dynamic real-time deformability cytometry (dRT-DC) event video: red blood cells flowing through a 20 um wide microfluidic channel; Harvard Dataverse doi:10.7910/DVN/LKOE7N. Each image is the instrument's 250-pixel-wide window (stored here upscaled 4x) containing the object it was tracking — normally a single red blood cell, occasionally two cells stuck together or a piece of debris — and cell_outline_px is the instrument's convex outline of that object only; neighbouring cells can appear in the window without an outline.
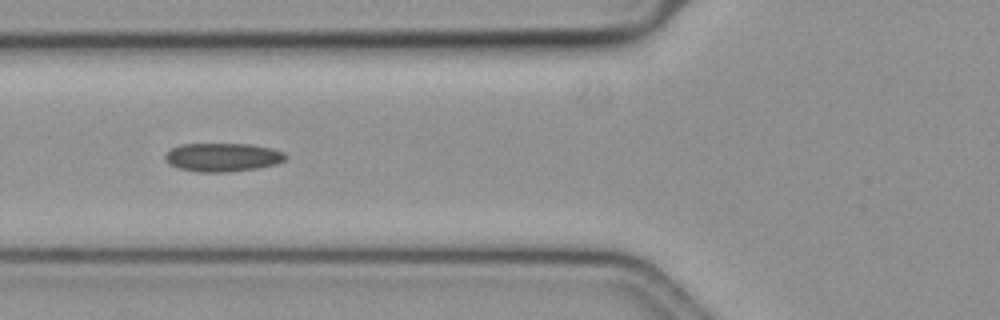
{"species": "common noctule bat (a hibernating species)", "species_latin": "Nyctalus noctula", "temperature_condition": "cold", "stored_images_in_passage": 21, "camera_frame_rate_fps": 3000, "um_per_image_px": 0.085, "animal": {"sex": "female", "body_mass_g": 19.3, "forearm_length_mm": 54.1}, "frame": {"image": 1, "passage_image": 7, "time_ms": 2.0, "image_size_px": [1000, 320], "cell_outline_px": [[288, 156], [284, 160], [276, 164], [256, 168], [228, 172], [200, 172], [180, 168], [168, 164], [164, 160], [164, 156], [172, 148], [180, 144], [248, 144], [272, 148], [284, 152]], "centroid_in_image_um": [18.92, 13.36], "position_along_channel_um": 106.9, "area_um2": 20.0}}
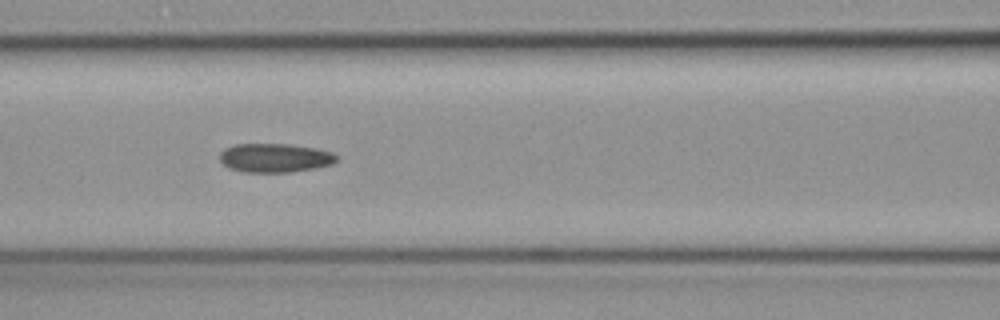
{"frame": {"image": 2, "passage_image": 10, "time_ms": 3.0, "image_size_px": [1000, 320], "cell_outline_px": [[340, 156], [332, 164], [316, 168], [288, 172], [244, 172], [228, 168], [220, 160], [220, 152], [224, 148], [236, 144], [288, 144], [316, 148], [332, 152]], "centroid_in_image_um": [23.37, 13.41], "position_along_channel_um": 143.2, "area_um2": 19.77}}